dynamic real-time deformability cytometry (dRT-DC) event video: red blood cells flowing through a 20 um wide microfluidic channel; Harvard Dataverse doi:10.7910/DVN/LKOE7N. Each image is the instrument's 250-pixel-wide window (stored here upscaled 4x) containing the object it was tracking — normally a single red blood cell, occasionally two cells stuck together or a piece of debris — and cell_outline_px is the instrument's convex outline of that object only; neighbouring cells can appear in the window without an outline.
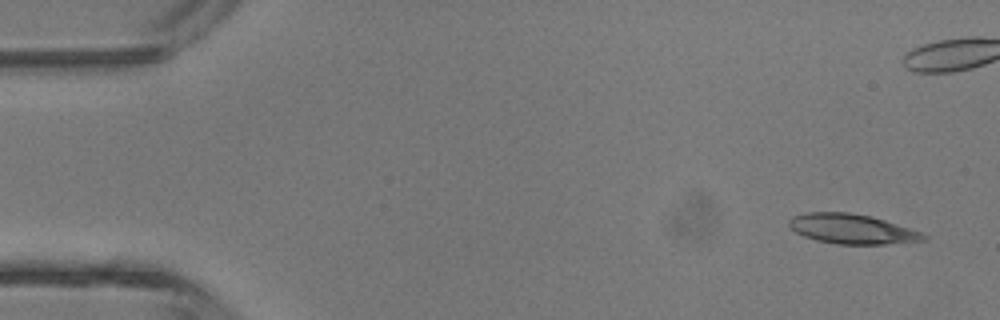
{"species": "common noctule bat (a hibernating species)", "species_latin": "Nyctalus noctula", "temperature_condition": "room temperature", "stored_images_in_passage": 7, "camera_frame_rate_fps": 3000, "um_per_image_px": 0.085, "animal": {"sex": "male", "body_mass_g": 13.3}, "frame": {"image": 1, "passage_image": 1, "time_ms": 0.0, "image_size_px": [1000, 320], "cell_outline_px": [[928, 240], [884, 244], [836, 244], [816, 240], [804, 236], [796, 232], [788, 224], [788, 220], [792, 216], [808, 212], [848, 212], [872, 216], [924, 232], [928, 236]], "centroid_in_image_um": [72.46, 19.46], "position_along_channel_um": 12.5, "area_um2": 23.52}}
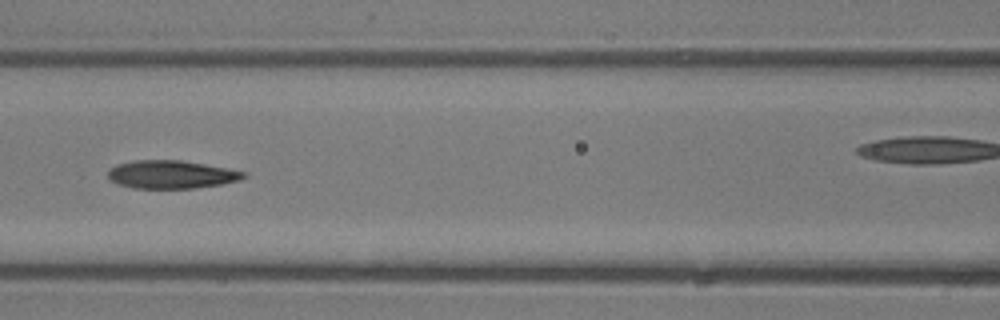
{"frame": {"image": 2, "passage_image": 6, "time_ms": 5.667, "image_size_px": [1000, 320], "cell_outline_px": [[248, 176], [240, 180], [224, 184], [196, 188], [132, 188], [108, 180], [108, 172], [116, 164], [136, 160], [180, 160], [228, 168], [248, 172]], "centroid_in_image_um": [14.61, 14.83], "position_along_channel_um": 152.0, "area_um2": 22.37}}